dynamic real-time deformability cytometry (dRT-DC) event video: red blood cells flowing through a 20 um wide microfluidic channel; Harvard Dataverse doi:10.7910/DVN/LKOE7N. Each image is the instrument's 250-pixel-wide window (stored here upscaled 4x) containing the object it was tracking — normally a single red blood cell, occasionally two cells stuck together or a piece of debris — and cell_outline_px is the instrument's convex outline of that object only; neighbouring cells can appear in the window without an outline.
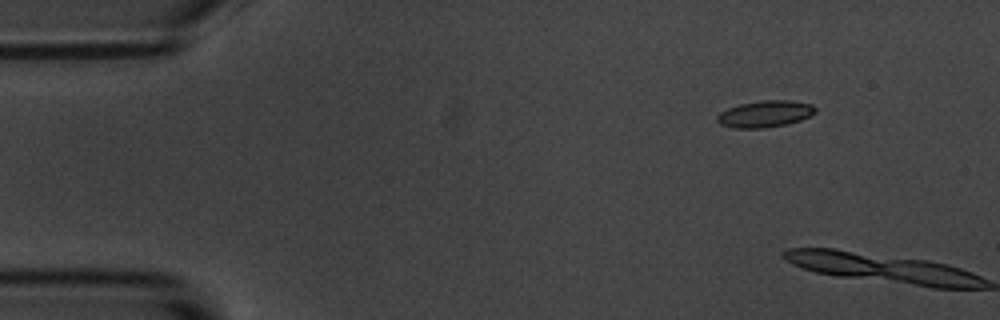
{"species": "common noctule bat (a hibernating species)", "species_latin": "Nyctalus noctula", "temperature_condition": "room temperature", "stored_images_in_passage": 2, "camera_frame_rate_fps": 3000, "um_per_image_px": 0.085, "animal": {"sex": "male", "body_mass_g": 20.1, "forearm_length_mm": 53.5}, "frame": {"image": 1, "passage_image": 1, "time_ms": 0.0, "image_size_px": [1000, 320], "cell_outline_px": [[816, 112], [800, 120], [788, 124], [764, 128], [732, 128], [720, 124], [716, 120], [716, 116], [720, 112], [728, 108], [740, 104], [764, 100], [788, 100], [812, 104], [816, 108]], "centroid_in_image_um": [65.01, 9.69], "position_along_channel_um": 20.0, "area_um2": 15.26}}